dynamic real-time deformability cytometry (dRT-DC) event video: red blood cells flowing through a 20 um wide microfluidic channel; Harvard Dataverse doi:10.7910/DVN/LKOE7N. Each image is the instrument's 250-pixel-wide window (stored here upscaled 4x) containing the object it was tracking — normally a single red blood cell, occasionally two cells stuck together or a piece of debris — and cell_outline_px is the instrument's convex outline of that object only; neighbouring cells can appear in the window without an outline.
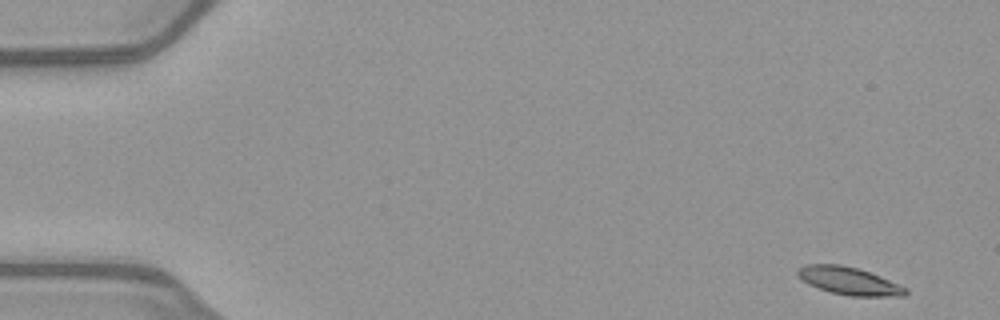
{"species": "common noctule bat (a hibernating species)", "species_latin": "Nyctalus noctula", "temperature_condition": "warm", "stored_images_in_passage": 50, "camera_frame_rate_fps": 3000, "um_per_image_px": 0.085, "animal": {"sex": "female", "body_mass_g": 21.9}, "frame": {"image": 1, "passage_image": 1, "time_ms": 0.0, "image_size_px": [1000, 320], "cell_outline_px": [[908, 292], [904, 296], [852, 296], [832, 292], [808, 284], [796, 272], [796, 268], [804, 264], [840, 264], [856, 268], [880, 276], [908, 288]], "centroid_in_image_um": [72.17, 23.87], "position_along_channel_um": 12.8, "area_um2": 17.22}}
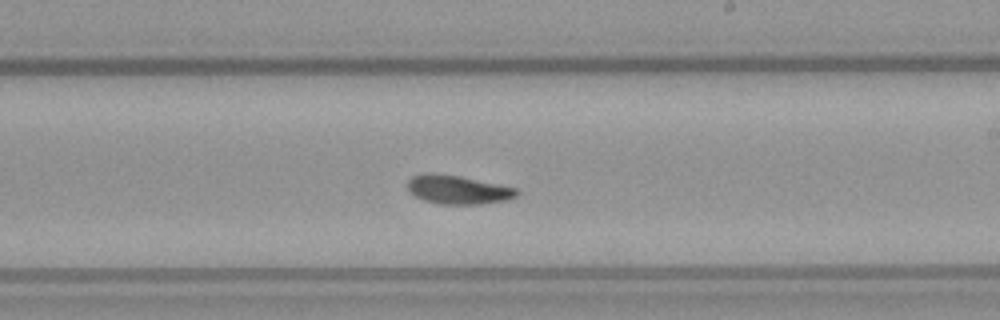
{"frame": {"image": 2, "passage_image": 29, "time_ms": 9.333, "image_size_px": [1000, 320], "cell_outline_px": [[520, 192], [516, 196], [508, 200], [480, 204], [440, 204], [424, 200], [408, 192], [408, 180], [412, 176], [424, 172], [432, 172], [460, 176], [516, 188]], "centroid_in_image_um": [38.9, 16.11], "position_along_channel_um": 250.1, "area_um2": 18.38}}
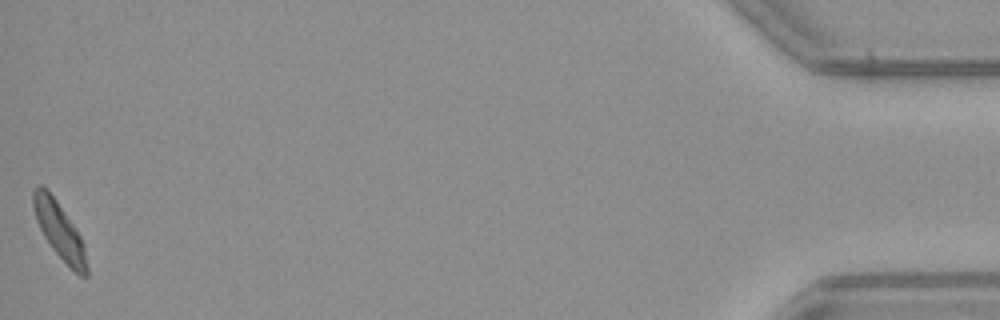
{"frame": {"image": 3, "passage_image": 50, "time_ms": 16.333, "image_size_px": [1000, 320], "cell_outline_px": [[88, 276], [80, 276], [52, 248], [44, 236], [36, 220], [32, 204], [32, 192], [40, 184], [48, 188], [80, 236], [84, 244], [88, 268]], "centroid_in_image_um": [5.03, 19.56], "position_along_channel_um": 430.2, "area_um2": 17.28}, "authors_computed_cell_mechanics": {"area_um2": 17.7157, "velocity_mm_per_s": 3.9897, "shape_relaxation_time_tau1_ms": 3.5725, "shape_relaxation_time_tau2_ms": 4.1892, "deformation_change_tau1": 0.127, "deformation_change_tau2": 0.0828}}